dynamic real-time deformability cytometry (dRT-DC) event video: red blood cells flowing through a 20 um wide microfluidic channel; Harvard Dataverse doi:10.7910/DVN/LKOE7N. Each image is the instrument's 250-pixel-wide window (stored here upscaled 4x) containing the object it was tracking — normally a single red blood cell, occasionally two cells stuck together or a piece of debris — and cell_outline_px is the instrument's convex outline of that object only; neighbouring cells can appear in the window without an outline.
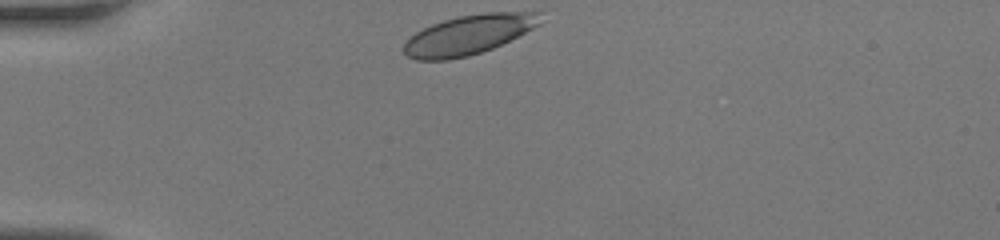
{"species": "human", "species_latin": "Homo sapiens", "temperature_condition": "room temperature", "stored_images_in_passage": 27, "camera_frame_rate_fps": 3000, "um_per_image_px": 0.085, "donor": {"sex": "female"}, "frame": {"image": 1, "passage_image": 1, "time_ms": 0.0, "image_size_px": [1000, 240], "cell_outline_px": [[540, 24], [492, 48], [468, 56], [448, 60], [416, 60], [408, 56], [404, 52], [404, 44], [416, 32], [432, 24], [444, 20], [460, 16], [484, 12], [540, 12]], "centroid_in_image_um": [39.8, 2.95], "position_along_channel_um": 45.2, "area_um2": 30.87}}
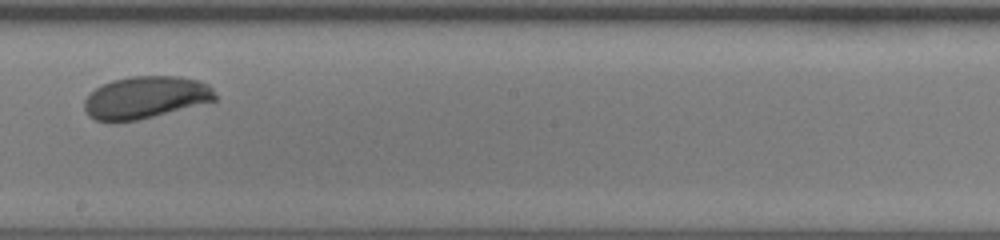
{"frame": {"image": 2, "passage_image": 16, "time_ms": 5.0, "image_size_px": [1000, 240], "cell_outline_px": [[216, 100], [136, 120], [96, 120], [88, 116], [84, 108], [84, 100], [96, 88], [112, 80], [132, 76], [180, 76], [196, 80], [208, 84], [212, 88], [216, 96]], "centroid_in_image_um": [12.37, 8.26], "position_along_channel_um": 235.8, "area_um2": 31.56}}
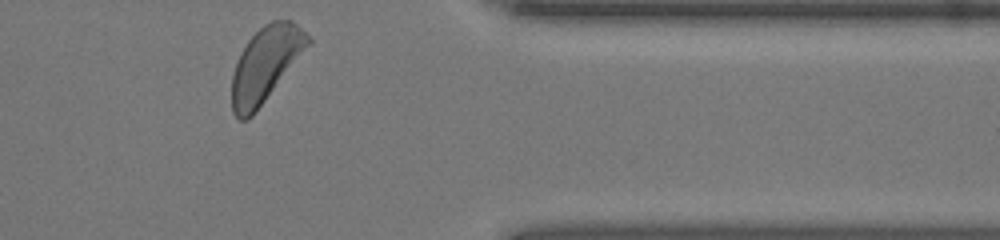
{"frame": {"image": 3, "passage_image": 27, "time_ms": 8.667, "image_size_px": [1000, 240], "cell_outline_px": [[312, 44], [252, 116], [248, 120], [240, 120], [232, 112], [232, 76], [240, 52], [248, 40], [264, 24], [272, 20], [292, 20], [312, 40]], "centroid_in_image_um": [22.59, 5.47], "position_along_channel_um": 388.8, "area_um2": 33.18}}